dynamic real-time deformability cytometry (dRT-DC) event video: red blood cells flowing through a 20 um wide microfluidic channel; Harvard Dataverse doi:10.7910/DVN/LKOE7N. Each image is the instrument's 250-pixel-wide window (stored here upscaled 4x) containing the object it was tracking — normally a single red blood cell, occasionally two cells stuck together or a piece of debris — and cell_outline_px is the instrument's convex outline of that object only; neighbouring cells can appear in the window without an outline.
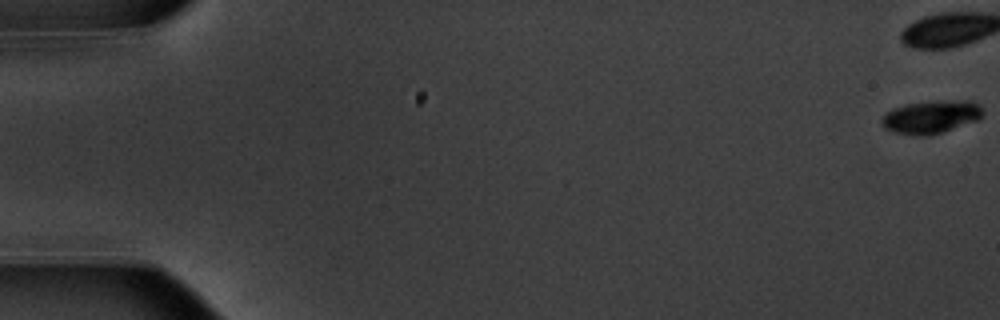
{"species": "common noctule bat (a hibernating species)", "species_latin": "Nyctalus noctula", "temperature_condition": "warm", "stored_images_in_passage": 19, "camera_frame_rate_fps": 3000, "um_per_image_px": 0.085, "animal": {"sex": "male", "body_mass_g": 20.1, "forearm_length_mm": 53.5}, "frame": {"image": 1, "passage_image": 1, "time_ms": 0.0, "image_size_px": [1000, 320], "cell_outline_px": [[984, 112], [980, 120], [928, 136], [920, 136], [896, 132], [884, 128], [880, 124], [880, 120], [892, 108], [904, 104], [940, 100], [972, 100], [980, 104]], "centroid_in_image_um": [79.18, 9.92], "position_along_channel_um": 5.8, "area_um2": 19.71}}